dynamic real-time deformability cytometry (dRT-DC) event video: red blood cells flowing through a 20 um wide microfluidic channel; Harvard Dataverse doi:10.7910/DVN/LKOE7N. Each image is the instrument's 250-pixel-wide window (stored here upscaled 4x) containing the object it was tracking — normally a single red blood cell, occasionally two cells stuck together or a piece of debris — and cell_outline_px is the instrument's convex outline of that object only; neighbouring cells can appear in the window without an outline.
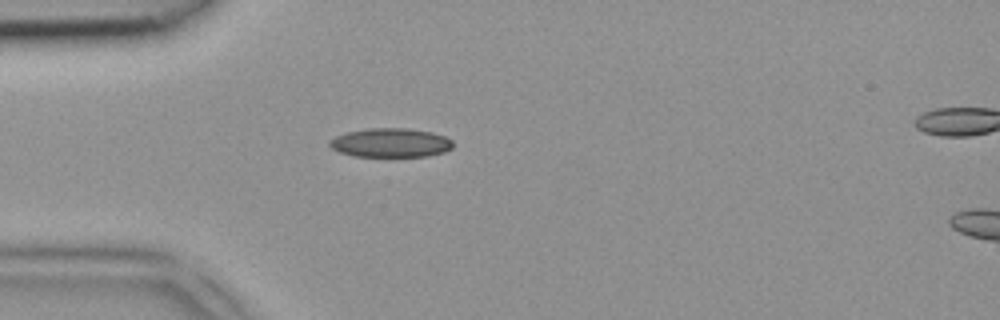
{"species": "common noctule bat (a hibernating species)", "species_latin": "Nyctalus noctula", "temperature_condition": "room temperature", "stored_images_in_passage": 4, "camera_frame_rate_fps": 3000, "um_per_image_px": 0.085, "animal": {"sex": "female", "body_mass_g": 18.4}, "frame": {"image": 1, "passage_image": 3, "time_ms": 0.667, "image_size_px": [1000, 320], "cell_outline_px": [[452, 148], [444, 152], [428, 156], [356, 156], [340, 152], [332, 148], [328, 144], [328, 140], [336, 136], [348, 132], [368, 128], [408, 128], [432, 132], [444, 136], [452, 140]], "centroid_in_image_um": [33.21, 12.13], "position_along_channel_um": 51.8, "area_um2": 20.81}}